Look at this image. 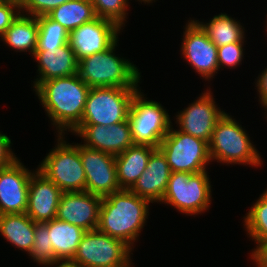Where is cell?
<instances>
[{
    "label": "cell",
    "instance_id": "cell-11",
    "mask_svg": "<svg viewBox=\"0 0 267 267\" xmlns=\"http://www.w3.org/2000/svg\"><path fill=\"white\" fill-rule=\"evenodd\" d=\"M184 29L180 48L182 58L200 77L209 81L219 71L217 46L194 19H189Z\"/></svg>",
    "mask_w": 267,
    "mask_h": 267
},
{
    "label": "cell",
    "instance_id": "cell-20",
    "mask_svg": "<svg viewBox=\"0 0 267 267\" xmlns=\"http://www.w3.org/2000/svg\"><path fill=\"white\" fill-rule=\"evenodd\" d=\"M32 58L37 62L38 68V78L33 81V90L43 81L73 76L78 71V60L69 44L58 48L57 51L35 50Z\"/></svg>",
    "mask_w": 267,
    "mask_h": 267
},
{
    "label": "cell",
    "instance_id": "cell-23",
    "mask_svg": "<svg viewBox=\"0 0 267 267\" xmlns=\"http://www.w3.org/2000/svg\"><path fill=\"white\" fill-rule=\"evenodd\" d=\"M38 30L37 17L20 13L0 38L15 52H29L33 56L37 49Z\"/></svg>",
    "mask_w": 267,
    "mask_h": 267
},
{
    "label": "cell",
    "instance_id": "cell-8",
    "mask_svg": "<svg viewBox=\"0 0 267 267\" xmlns=\"http://www.w3.org/2000/svg\"><path fill=\"white\" fill-rule=\"evenodd\" d=\"M139 88L93 87L80 125L110 126L128 120L132 99Z\"/></svg>",
    "mask_w": 267,
    "mask_h": 267
},
{
    "label": "cell",
    "instance_id": "cell-4",
    "mask_svg": "<svg viewBox=\"0 0 267 267\" xmlns=\"http://www.w3.org/2000/svg\"><path fill=\"white\" fill-rule=\"evenodd\" d=\"M208 145L211 161L254 168L262 165L261 155L249 134L227 112L217 121Z\"/></svg>",
    "mask_w": 267,
    "mask_h": 267
},
{
    "label": "cell",
    "instance_id": "cell-39",
    "mask_svg": "<svg viewBox=\"0 0 267 267\" xmlns=\"http://www.w3.org/2000/svg\"><path fill=\"white\" fill-rule=\"evenodd\" d=\"M266 16H267V15H266ZM265 28H266L265 30H266V32H267V17H266V27H265Z\"/></svg>",
    "mask_w": 267,
    "mask_h": 267
},
{
    "label": "cell",
    "instance_id": "cell-16",
    "mask_svg": "<svg viewBox=\"0 0 267 267\" xmlns=\"http://www.w3.org/2000/svg\"><path fill=\"white\" fill-rule=\"evenodd\" d=\"M72 133L83 139L85 147L115 156L134 144L128 120L110 126L79 125Z\"/></svg>",
    "mask_w": 267,
    "mask_h": 267
},
{
    "label": "cell",
    "instance_id": "cell-26",
    "mask_svg": "<svg viewBox=\"0 0 267 267\" xmlns=\"http://www.w3.org/2000/svg\"><path fill=\"white\" fill-rule=\"evenodd\" d=\"M47 16L60 23L68 32L97 17L90 0L67 1L53 9Z\"/></svg>",
    "mask_w": 267,
    "mask_h": 267
},
{
    "label": "cell",
    "instance_id": "cell-1",
    "mask_svg": "<svg viewBox=\"0 0 267 267\" xmlns=\"http://www.w3.org/2000/svg\"><path fill=\"white\" fill-rule=\"evenodd\" d=\"M90 89L76 74L43 81L34 90L57 135L72 133L80 125Z\"/></svg>",
    "mask_w": 267,
    "mask_h": 267
},
{
    "label": "cell",
    "instance_id": "cell-2",
    "mask_svg": "<svg viewBox=\"0 0 267 267\" xmlns=\"http://www.w3.org/2000/svg\"><path fill=\"white\" fill-rule=\"evenodd\" d=\"M150 202L127 189L102 197L97 230L121 239L132 249L149 216Z\"/></svg>",
    "mask_w": 267,
    "mask_h": 267
},
{
    "label": "cell",
    "instance_id": "cell-34",
    "mask_svg": "<svg viewBox=\"0 0 267 267\" xmlns=\"http://www.w3.org/2000/svg\"><path fill=\"white\" fill-rule=\"evenodd\" d=\"M10 137L0 132V169L12 163L17 157L11 149Z\"/></svg>",
    "mask_w": 267,
    "mask_h": 267
},
{
    "label": "cell",
    "instance_id": "cell-12",
    "mask_svg": "<svg viewBox=\"0 0 267 267\" xmlns=\"http://www.w3.org/2000/svg\"><path fill=\"white\" fill-rule=\"evenodd\" d=\"M122 29L112 20L96 17L70 31L68 44L79 61L110 48L118 40Z\"/></svg>",
    "mask_w": 267,
    "mask_h": 267
},
{
    "label": "cell",
    "instance_id": "cell-35",
    "mask_svg": "<svg viewBox=\"0 0 267 267\" xmlns=\"http://www.w3.org/2000/svg\"><path fill=\"white\" fill-rule=\"evenodd\" d=\"M256 248L252 250L250 258L257 267H267V239L255 242Z\"/></svg>",
    "mask_w": 267,
    "mask_h": 267
},
{
    "label": "cell",
    "instance_id": "cell-33",
    "mask_svg": "<svg viewBox=\"0 0 267 267\" xmlns=\"http://www.w3.org/2000/svg\"><path fill=\"white\" fill-rule=\"evenodd\" d=\"M20 13V0H0V37Z\"/></svg>",
    "mask_w": 267,
    "mask_h": 267
},
{
    "label": "cell",
    "instance_id": "cell-36",
    "mask_svg": "<svg viewBox=\"0 0 267 267\" xmlns=\"http://www.w3.org/2000/svg\"><path fill=\"white\" fill-rule=\"evenodd\" d=\"M255 82L259 104H261L263 108L267 105V67L260 73Z\"/></svg>",
    "mask_w": 267,
    "mask_h": 267
},
{
    "label": "cell",
    "instance_id": "cell-40",
    "mask_svg": "<svg viewBox=\"0 0 267 267\" xmlns=\"http://www.w3.org/2000/svg\"><path fill=\"white\" fill-rule=\"evenodd\" d=\"M265 109L264 110H266L267 111V105L264 107ZM267 114V113H266ZM265 118H267V115H266V117Z\"/></svg>",
    "mask_w": 267,
    "mask_h": 267
},
{
    "label": "cell",
    "instance_id": "cell-7",
    "mask_svg": "<svg viewBox=\"0 0 267 267\" xmlns=\"http://www.w3.org/2000/svg\"><path fill=\"white\" fill-rule=\"evenodd\" d=\"M139 89L131 102L128 122L134 144L158 148L172 125L170 116L161 103L144 98Z\"/></svg>",
    "mask_w": 267,
    "mask_h": 267
},
{
    "label": "cell",
    "instance_id": "cell-32",
    "mask_svg": "<svg viewBox=\"0 0 267 267\" xmlns=\"http://www.w3.org/2000/svg\"><path fill=\"white\" fill-rule=\"evenodd\" d=\"M67 1L70 0H20L21 13L34 17L47 15Z\"/></svg>",
    "mask_w": 267,
    "mask_h": 267
},
{
    "label": "cell",
    "instance_id": "cell-28",
    "mask_svg": "<svg viewBox=\"0 0 267 267\" xmlns=\"http://www.w3.org/2000/svg\"><path fill=\"white\" fill-rule=\"evenodd\" d=\"M246 214L243 221L249 238L255 242L267 239V188Z\"/></svg>",
    "mask_w": 267,
    "mask_h": 267
},
{
    "label": "cell",
    "instance_id": "cell-22",
    "mask_svg": "<svg viewBox=\"0 0 267 267\" xmlns=\"http://www.w3.org/2000/svg\"><path fill=\"white\" fill-rule=\"evenodd\" d=\"M44 224L48 227V245L53 249L56 261L72 260L86 231L57 218Z\"/></svg>",
    "mask_w": 267,
    "mask_h": 267
},
{
    "label": "cell",
    "instance_id": "cell-14",
    "mask_svg": "<svg viewBox=\"0 0 267 267\" xmlns=\"http://www.w3.org/2000/svg\"><path fill=\"white\" fill-rule=\"evenodd\" d=\"M80 159L86 175V192L105 197L120 189L115 155L87 148L79 143Z\"/></svg>",
    "mask_w": 267,
    "mask_h": 267
},
{
    "label": "cell",
    "instance_id": "cell-5",
    "mask_svg": "<svg viewBox=\"0 0 267 267\" xmlns=\"http://www.w3.org/2000/svg\"><path fill=\"white\" fill-rule=\"evenodd\" d=\"M57 144L45 156L37 169L63 192L86 191V175L79 144L68 143L65 135H57Z\"/></svg>",
    "mask_w": 267,
    "mask_h": 267
},
{
    "label": "cell",
    "instance_id": "cell-38",
    "mask_svg": "<svg viewBox=\"0 0 267 267\" xmlns=\"http://www.w3.org/2000/svg\"><path fill=\"white\" fill-rule=\"evenodd\" d=\"M137 1H139V2H141V4H142V2H144V4H150V3H153V1L154 2H156V0H137Z\"/></svg>",
    "mask_w": 267,
    "mask_h": 267
},
{
    "label": "cell",
    "instance_id": "cell-6",
    "mask_svg": "<svg viewBox=\"0 0 267 267\" xmlns=\"http://www.w3.org/2000/svg\"><path fill=\"white\" fill-rule=\"evenodd\" d=\"M211 182L207 171L171 172L160 204H169L180 213L198 215L211 206Z\"/></svg>",
    "mask_w": 267,
    "mask_h": 267
},
{
    "label": "cell",
    "instance_id": "cell-31",
    "mask_svg": "<svg viewBox=\"0 0 267 267\" xmlns=\"http://www.w3.org/2000/svg\"><path fill=\"white\" fill-rule=\"evenodd\" d=\"M244 42H233L217 47L219 70L222 68H235L242 64L244 56ZM224 66V67H223ZM221 68V69H220Z\"/></svg>",
    "mask_w": 267,
    "mask_h": 267
},
{
    "label": "cell",
    "instance_id": "cell-27",
    "mask_svg": "<svg viewBox=\"0 0 267 267\" xmlns=\"http://www.w3.org/2000/svg\"><path fill=\"white\" fill-rule=\"evenodd\" d=\"M38 41L36 50L57 51L58 48L68 44L69 32L47 15L38 16Z\"/></svg>",
    "mask_w": 267,
    "mask_h": 267
},
{
    "label": "cell",
    "instance_id": "cell-13",
    "mask_svg": "<svg viewBox=\"0 0 267 267\" xmlns=\"http://www.w3.org/2000/svg\"><path fill=\"white\" fill-rule=\"evenodd\" d=\"M211 88L206 89L197 100L193 101L175 115L178 129L193 137L209 143L217 121L225 111L217 107Z\"/></svg>",
    "mask_w": 267,
    "mask_h": 267
},
{
    "label": "cell",
    "instance_id": "cell-15",
    "mask_svg": "<svg viewBox=\"0 0 267 267\" xmlns=\"http://www.w3.org/2000/svg\"><path fill=\"white\" fill-rule=\"evenodd\" d=\"M34 171L28 170L19 158L0 169V215L26 212Z\"/></svg>",
    "mask_w": 267,
    "mask_h": 267
},
{
    "label": "cell",
    "instance_id": "cell-10",
    "mask_svg": "<svg viewBox=\"0 0 267 267\" xmlns=\"http://www.w3.org/2000/svg\"><path fill=\"white\" fill-rule=\"evenodd\" d=\"M132 249L124 241L100 231H86L72 259L82 267H130Z\"/></svg>",
    "mask_w": 267,
    "mask_h": 267
},
{
    "label": "cell",
    "instance_id": "cell-24",
    "mask_svg": "<svg viewBox=\"0 0 267 267\" xmlns=\"http://www.w3.org/2000/svg\"><path fill=\"white\" fill-rule=\"evenodd\" d=\"M34 232L35 222L26 213L0 215V235L27 254L33 246Z\"/></svg>",
    "mask_w": 267,
    "mask_h": 267
},
{
    "label": "cell",
    "instance_id": "cell-18",
    "mask_svg": "<svg viewBox=\"0 0 267 267\" xmlns=\"http://www.w3.org/2000/svg\"><path fill=\"white\" fill-rule=\"evenodd\" d=\"M62 194L60 188L36 169L30 177L28 206L25 213L35 223H45L55 219Z\"/></svg>",
    "mask_w": 267,
    "mask_h": 267
},
{
    "label": "cell",
    "instance_id": "cell-25",
    "mask_svg": "<svg viewBox=\"0 0 267 267\" xmlns=\"http://www.w3.org/2000/svg\"><path fill=\"white\" fill-rule=\"evenodd\" d=\"M207 33L209 39L217 46L233 42H244L245 29L237 19L226 13L214 15L208 23L194 19Z\"/></svg>",
    "mask_w": 267,
    "mask_h": 267
},
{
    "label": "cell",
    "instance_id": "cell-17",
    "mask_svg": "<svg viewBox=\"0 0 267 267\" xmlns=\"http://www.w3.org/2000/svg\"><path fill=\"white\" fill-rule=\"evenodd\" d=\"M102 197L90 192H63L58 203L56 218L82 228L97 229Z\"/></svg>",
    "mask_w": 267,
    "mask_h": 267
},
{
    "label": "cell",
    "instance_id": "cell-37",
    "mask_svg": "<svg viewBox=\"0 0 267 267\" xmlns=\"http://www.w3.org/2000/svg\"><path fill=\"white\" fill-rule=\"evenodd\" d=\"M52 266L53 267H82L81 265L73 262L72 260L56 261Z\"/></svg>",
    "mask_w": 267,
    "mask_h": 267
},
{
    "label": "cell",
    "instance_id": "cell-9",
    "mask_svg": "<svg viewBox=\"0 0 267 267\" xmlns=\"http://www.w3.org/2000/svg\"><path fill=\"white\" fill-rule=\"evenodd\" d=\"M166 156L171 172L207 171L211 158L208 142L193 137L171 125L158 147Z\"/></svg>",
    "mask_w": 267,
    "mask_h": 267
},
{
    "label": "cell",
    "instance_id": "cell-29",
    "mask_svg": "<svg viewBox=\"0 0 267 267\" xmlns=\"http://www.w3.org/2000/svg\"><path fill=\"white\" fill-rule=\"evenodd\" d=\"M49 244V231L44 223H35L34 242L29 256L39 265L52 267L56 262L53 249Z\"/></svg>",
    "mask_w": 267,
    "mask_h": 267
},
{
    "label": "cell",
    "instance_id": "cell-21",
    "mask_svg": "<svg viewBox=\"0 0 267 267\" xmlns=\"http://www.w3.org/2000/svg\"><path fill=\"white\" fill-rule=\"evenodd\" d=\"M156 149L149 145L133 144L115 156L117 179L120 189L129 190L147 167L151 153Z\"/></svg>",
    "mask_w": 267,
    "mask_h": 267
},
{
    "label": "cell",
    "instance_id": "cell-30",
    "mask_svg": "<svg viewBox=\"0 0 267 267\" xmlns=\"http://www.w3.org/2000/svg\"><path fill=\"white\" fill-rule=\"evenodd\" d=\"M97 17L114 21L121 28L128 16L129 0H90ZM125 21V22H124Z\"/></svg>",
    "mask_w": 267,
    "mask_h": 267
},
{
    "label": "cell",
    "instance_id": "cell-19",
    "mask_svg": "<svg viewBox=\"0 0 267 267\" xmlns=\"http://www.w3.org/2000/svg\"><path fill=\"white\" fill-rule=\"evenodd\" d=\"M170 174L166 156L156 148L148 159L146 169L129 190L150 203H161Z\"/></svg>",
    "mask_w": 267,
    "mask_h": 267
},
{
    "label": "cell",
    "instance_id": "cell-3",
    "mask_svg": "<svg viewBox=\"0 0 267 267\" xmlns=\"http://www.w3.org/2000/svg\"><path fill=\"white\" fill-rule=\"evenodd\" d=\"M119 39L107 50L78 61V76L90 87L138 88L141 72L129 59L115 54ZM117 55V56H116Z\"/></svg>",
    "mask_w": 267,
    "mask_h": 267
}]
</instances>
